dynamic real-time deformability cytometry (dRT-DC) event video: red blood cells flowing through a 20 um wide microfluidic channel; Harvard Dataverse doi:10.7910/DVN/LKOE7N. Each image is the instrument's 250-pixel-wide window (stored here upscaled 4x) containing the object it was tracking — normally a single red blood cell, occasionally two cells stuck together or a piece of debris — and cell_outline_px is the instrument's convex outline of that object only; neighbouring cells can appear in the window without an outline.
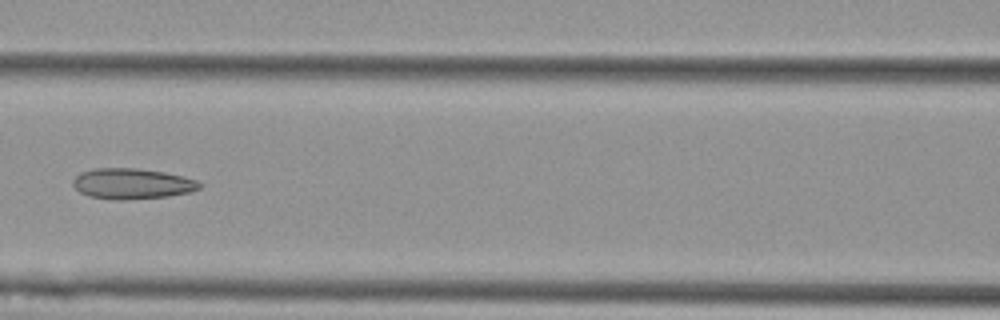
{"species": "Egyptian fruit bat (a non-hibernating species)", "species_latin": "Rousettus aegyptiacus", "temperature_condition": "cold", "stored_images_in_passage": 9, "camera_frame_rate_fps": 3000, "um_per_image_px": 0.085, "animal": {"sex": "female"}, "frame": {"image": 1, "passage_image": 7, "time_ms": 2.0, "image_size_px": [1000, 320], "cell_outline_px": [[204, 184], [200, 188], [188, 192], [168, 196], [120, 200], [112, 200], [88, 196], [80, 192], [72, 184], [72, 180], [80, 172], [92, 168], [136, 168], [164, 172], [184, 176], [196, 180]], "centroid_in_image_um": [11.21, 15.61], "position_along_channel_um": 155.4, "area_um2": 22.72}}
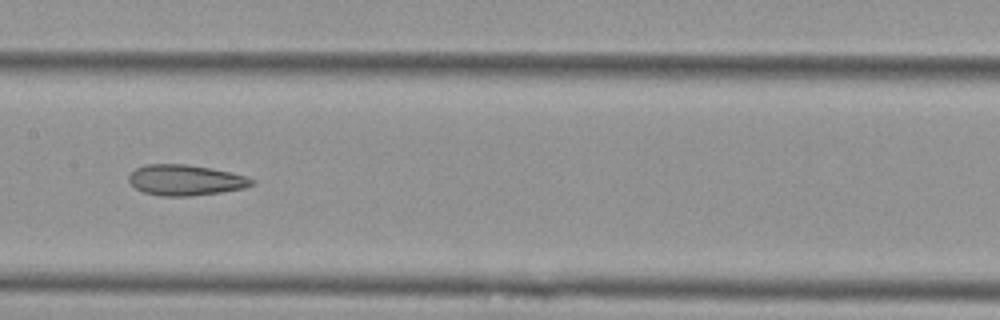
{"frame": {"image": 2, "passage_image": 8, "time_ms": 2.333, "image_size_px": [1000, 320], "cell_outline_px": [[256, 184], [244, 188], [220, 192], [188, 196], [160, 196], [144, 192], [136, 188], [128, 180], [128, 176], [136, 168], [144, 164], [188, 164], [212, 168], [244, 176], [256, 180]], "centroid_in_image_um": [15.76, 15.3], "position_along_channel_um": 191.6, "area_um2": 21.96}}
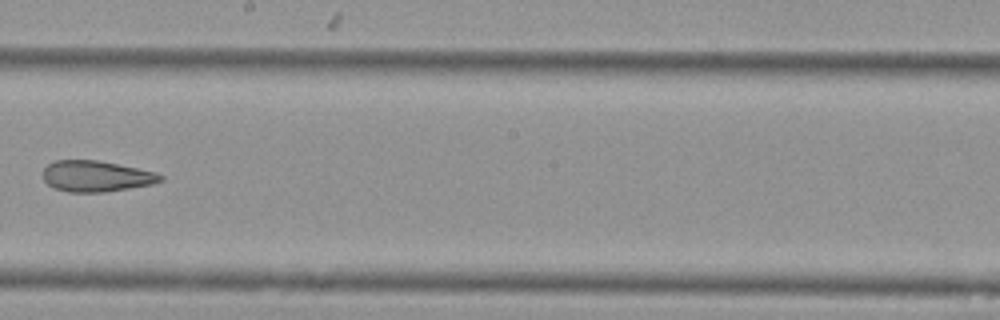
{"frame": {"image": 3, "passage_image": 9, "time_ms": 2.667, "image_size_px": [1000, 320], "cell_outline_px": [[164, 180], [152, 184], [104, 192], [68, 192], [56, 188], [48, 184], [44, 180], [44, 168], [48, 164], [56, 160], [96, 160], [156, 172], [164, 176]], "centroid_in_image_um": [8.19, 14.98], "position_along_channel_um": 240.0, "area_um2": 20.98}}